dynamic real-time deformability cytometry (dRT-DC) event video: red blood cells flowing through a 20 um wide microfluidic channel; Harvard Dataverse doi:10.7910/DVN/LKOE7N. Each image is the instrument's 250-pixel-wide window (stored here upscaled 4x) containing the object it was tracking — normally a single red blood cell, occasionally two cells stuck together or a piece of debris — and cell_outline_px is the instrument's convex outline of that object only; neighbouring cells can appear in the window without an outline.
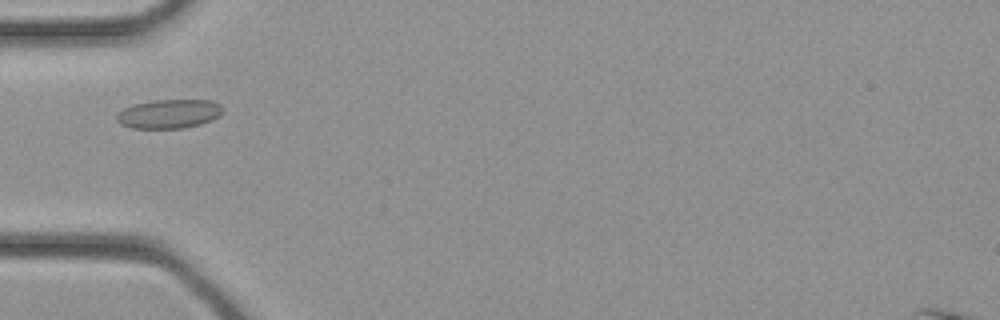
{"species": "common noctule bat (a hibernating species)", "species_latin": "Nyctalus noctula", "temperature_condition": "cold", "stored_images_in_passage": 27, "camera_frame_rate_fps": 3000, "um_per_image_px": 0.085, "animal": {"sex": "female", "body_mass_g": 21.9}, "frame": {"image": 1, "passage_image": 4, "time_ms": 1.0, "image_size_px": [1000, 320], "cell_outline_px": [[224, 112], [212, 120], [200, 124], [184, 128], [132, 128], [120, 124], [116, 120], [116, 112], [132, 104], [156, 100], [212, 100], [220, 104], [224, 108]], "centroid_in_image_um": [14.36, 9.67], "position_along_channel_um": 70.6, "area_um2": 18.15}}
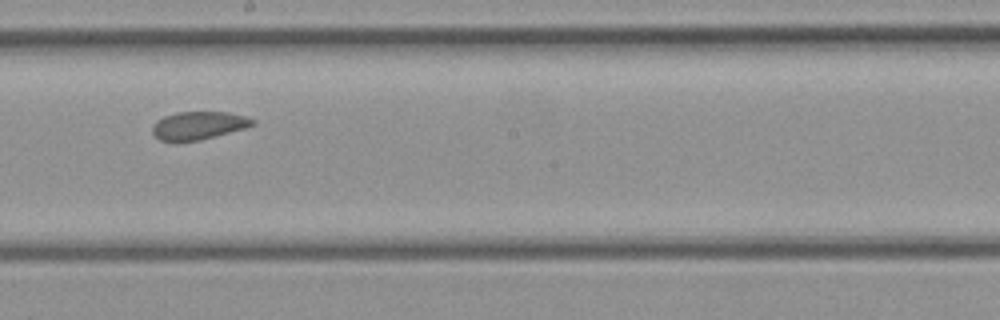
{"frame": {"image": 2, "passage_image": 12, "time_ms": 3.667, "image_size_px": [1000, 320], "cell_outline_px": [[256, 124], [244, 128], [200, 140], [160, 140], [152, 132], [152, 124], [156, 120], [164, 116], [176, 112], [228, 112], [244, 116], [256, 120]], "centroid_in_image_um": [16.87, 10.64], "position_along_channel_um": 231.3, "area_um2": 16.13}}
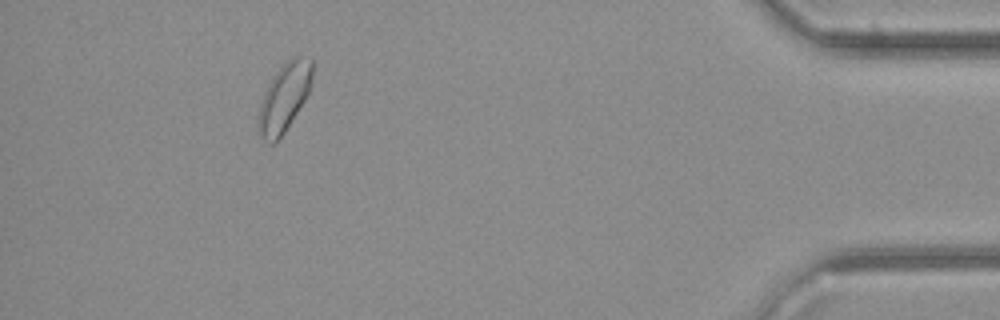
{"frame": {"image": 3, "passage_image": 24, "time_ms": 7.667, "image_size_px": [1000, 320], "cell_outline_px": [[312, 84], [304, 100], [284, 132], [276, 144], [272, 144], [264, 140], [260, 136], [256, 128], [256, 120], [260, 104], [264, 92], [272, 76], [292, 56], [312, 56]], "centroid_in_image_um": [24.13, 8.29], "position_along_channel_um": 411.1, "area_um2": 21.68}}